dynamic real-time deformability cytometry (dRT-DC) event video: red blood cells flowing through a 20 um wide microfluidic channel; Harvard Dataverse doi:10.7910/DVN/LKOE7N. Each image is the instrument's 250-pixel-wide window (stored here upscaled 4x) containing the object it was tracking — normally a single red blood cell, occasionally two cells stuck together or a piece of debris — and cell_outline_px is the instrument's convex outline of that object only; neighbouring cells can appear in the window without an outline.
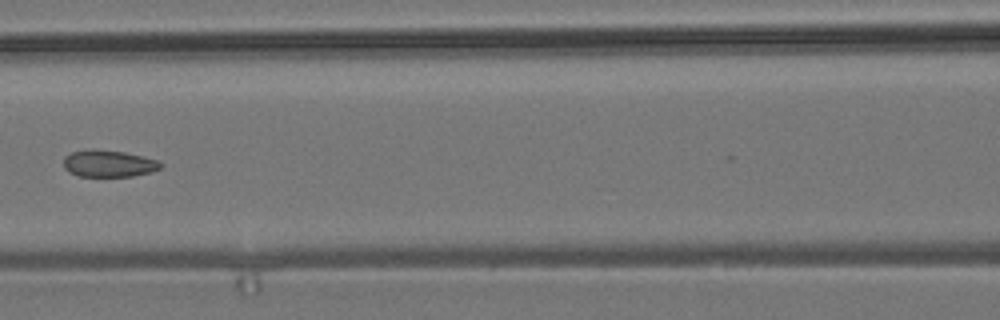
{"species": "common noctule bat (a hibernating species)", "species_latin": "Nyctalus noctula", "temperature_condition": "room temperature", "stored_images_in_passage": 7, "camera_frame_rate_fps": 3000, "um_per_image_px": 0.085, "animal": {"sex": "male", "body_mass_g": 19.2, "forearm_length_mm": 51.8}, "frame": {"image": 1, "passage_image": 6, "time_ms": 7.667, "image_size_px": [1000, 320], "cell_outline_px": [[164, 164], [160, 168], [152, 172], [132, 176], [80, 176], [68, 172], [64, 168], [64, 156], [72, 152], [92, 148], [124, 152], [144, 156], [160, 160]], "centroid_in_image_um": [9.26, 13.89], "position_along_channel_um": 157.3, "area_um2": 15.43}}
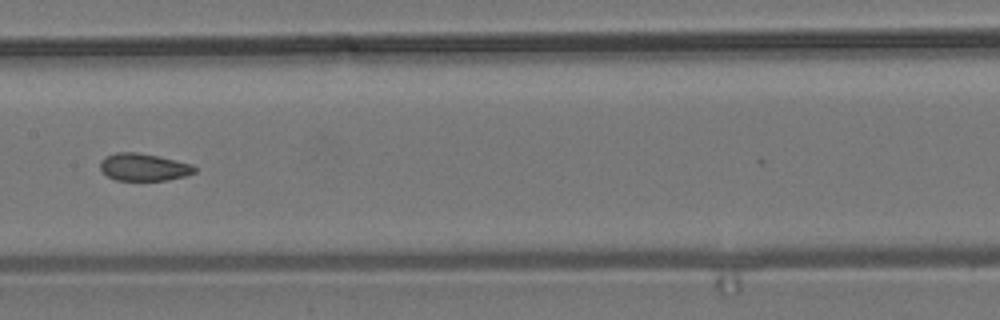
{"frame": {"image": 2, "passage_image": 7, "time_ms": 8.667, "image_size_px": [1000, 320], "cell_outline_px": [[196, 172], [184, 176], [168, 180], [116, 180], [108, 176], [100, 168], [100, 160], [104, 156], [116, 152], [136, 152], [160, 156], [192, 164], [196, 168]], "centroid_in_image_um": [12.21, 14.19], "position_along_channel_um": 195.2, "area_um2": 15.14}}